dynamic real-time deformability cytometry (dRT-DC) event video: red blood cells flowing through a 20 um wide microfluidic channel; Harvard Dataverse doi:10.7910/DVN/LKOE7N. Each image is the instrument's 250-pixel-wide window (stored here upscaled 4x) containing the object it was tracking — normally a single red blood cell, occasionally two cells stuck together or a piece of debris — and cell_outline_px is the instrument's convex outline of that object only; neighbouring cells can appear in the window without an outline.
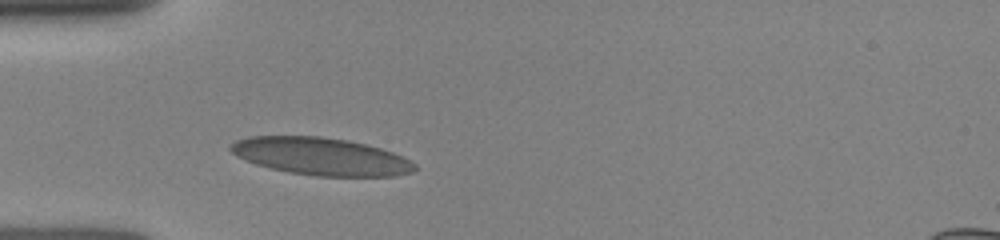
{"species": "human", "species_latin": "Homo sapiens", "temperature_condition": "room temperature", "stored_images_in_passage": 17, "camera_frame_rate_fps": 3000, "um_per_image_px": 0.085, "donor": {"sex": "female"}, "frame": {"image": 1, "passage_image": 5, "time_ms": 1.667, "image_size_px": [1000, 240], "cell_outline_px": [[416, 168], [412, 172], [396, 176], [316, 176], [288, 172], [256, 164], [244, 160], [236, 156], [228, 148], [236, 140], [248, 136], [320, 136], [348, 140], [380, 148], [404, 156], [416, 164]], "centroid_in_image_um": [27.28, 13.29], "position_along_channel_um": 57.7, "area_um2": 40.29}}
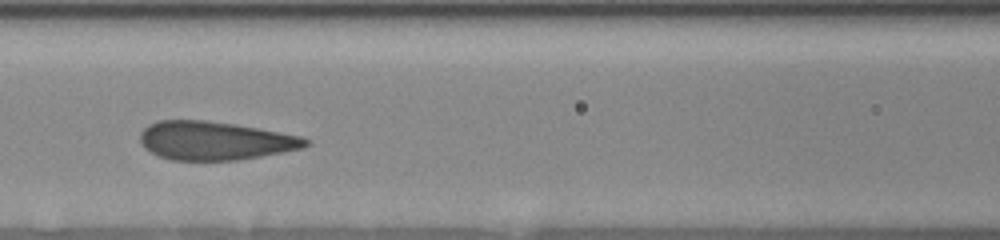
{"frame": {"image": 2, "passage_image": 12, "time_ms": 4.0, "image_size_px": [1000, 240], "cell_outline_px": [[312, 140], [304, 148], [284, 152], [236, 160], [172, 160], [160, 156], [144, 148], [140, 144], [140, 132], [148, 124], [160, 120], [208, 120], [236, 124], [280, 132], [300, 136]], "centroid_in_image_um": [18.26, 11.95], "position_along_channel_um": 148.3, "area_um2": 37.28}}
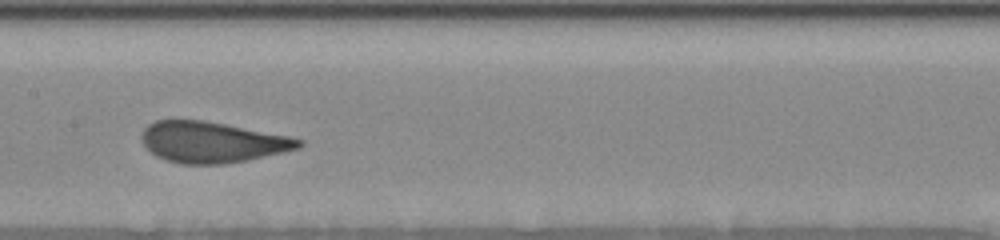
{"frame": {"image": 3, "passage_image": 15, "time_ms": 5.0, "image_size_px": [1000, 240], "cell_outline_px": [[304, 144], [300, 148], [248, 160], [224, 164], [180, 164], [164, 160], [156, 156], [144, 144], [140, 136], [144, 128], [148, 124], [156, 120], [204, 120], [288, 136], [304, 140]], "centroid_in_image_um": [18.02, 12.09], "position_along_channel_um": 189.4, "area_um2": 37.45}}